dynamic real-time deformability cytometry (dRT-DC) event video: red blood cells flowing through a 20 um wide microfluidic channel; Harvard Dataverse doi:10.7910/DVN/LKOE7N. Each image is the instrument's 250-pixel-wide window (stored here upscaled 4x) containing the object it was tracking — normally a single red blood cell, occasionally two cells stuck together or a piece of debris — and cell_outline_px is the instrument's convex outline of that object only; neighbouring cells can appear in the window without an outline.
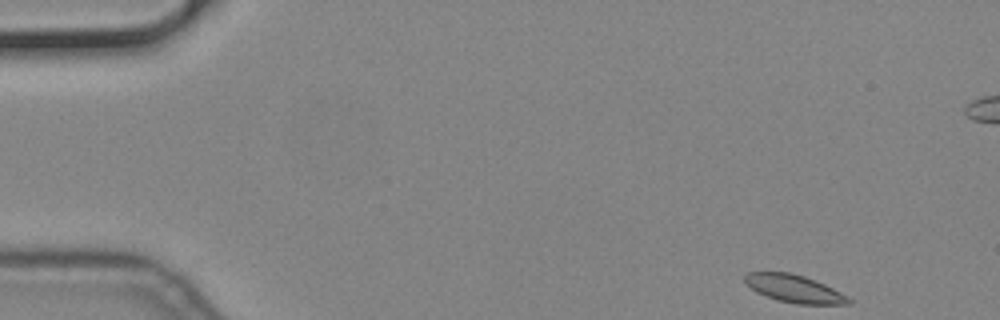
{"species": "common noctule bat (a hibernating species)", "species_latin": "Nyctalus noctula", "temperature_condition": "cold", "stored_images_in_passage": 54, "camera_frame_rate_fps": 3000, "um_per_image_px": 0.085, "animal": {"sex": "male", "body_mass_g": 19.2, "forearm_length_mm": 51.8}, "frame": {"image": 1, "passage_image": 1, "time_ms": 0.0, "image_size_px": [1000, 320], "cell_outline_px": [[852, 304], [796, 304], [776, 300], [756, 292], [744, 280], [744, 276], [748, 272], [788, 272], [804, 276], [824, 284], [840, 292], [852, 300]], "centroid_in_image_um": [67.51, 24.54], "position_along_channel_um": 17.5, "area_um2": 16.59}}
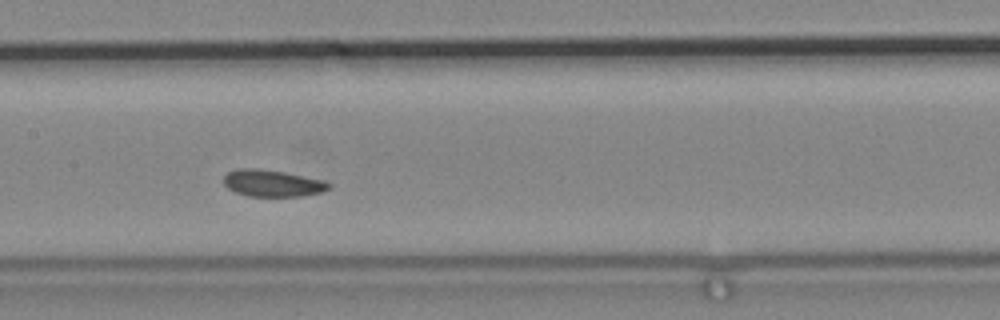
{"frame": {"image": 2, "passage_image": 24, "time_ms": 7.667, "image_size_px": [1000, 320], "cell_outline_px": [[332, 184], [328, 188], [320, 192], [304, 196], [248, 196], [236, 192], [228, 188], [224, 184], [224, 176], [228, 172], [236, 168], [256, 168], [284, 172], [324, 180]], "centroid_in_image_um": [23.14, 15.57], "position_along_channel_um": 184.3, "area_um2": 16.36}}
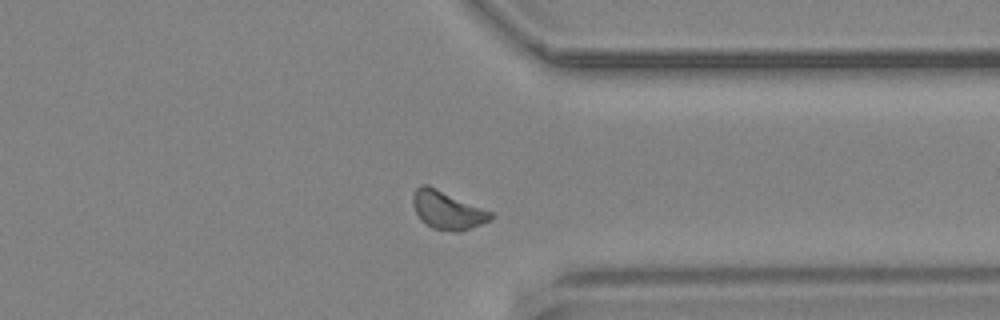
{"frame": {"image": 3, "passage_image": 40, "time_ms": 13.0, "image_size_px": [1000, 320], "cell_outline_px": [[496, 216], [480, 224], [460, 232], [452, 232], [432, 228], [416, 212], [412, 204], [412, 196], [416, 188], [420, 184], [428, 184], [492, 212]], "centroid_in_image_um": [38.02, 17.84], "position_along_channel_um": 373.4, "area_um2": 17.17}}